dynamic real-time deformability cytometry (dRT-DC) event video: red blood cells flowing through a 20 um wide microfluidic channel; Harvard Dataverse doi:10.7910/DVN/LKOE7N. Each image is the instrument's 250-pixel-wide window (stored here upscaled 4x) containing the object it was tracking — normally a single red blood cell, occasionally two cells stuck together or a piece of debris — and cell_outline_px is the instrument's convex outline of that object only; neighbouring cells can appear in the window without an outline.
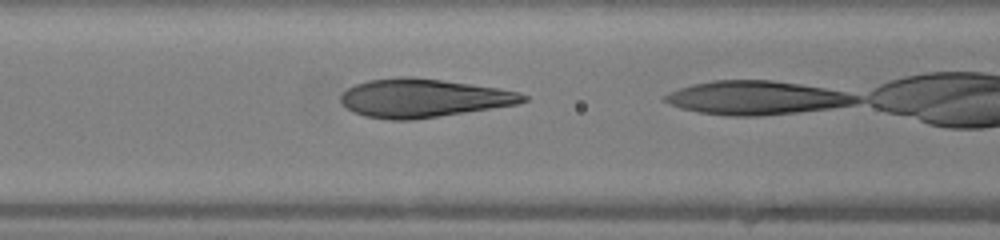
{"species": "human", "species_latin": "Homo sapiens", "temperature_condition": "warm", "stored_images_in_passage": 7, "camera_frame_rate_fps": 3000, "um_per_image_px": 0.085, "donor": {"sex": "female"}, "frame": {"image": 1, "passage_image": 3, "time_ms": 0.667, "image_size_px": [1000, 240], "cell_outline_px": [[528, 100], [516, 104], [412, 120], [392, 120], [368, 116], [352, 112], [340, 100], [340, 96], [348, 88], [356, 84], [368, 80], [400, 76], [412, 76], [496, 88], [520, 92], [528, 96]], "centroid_in_image_um": [35.95, 8.33], "position_along_channel_um": 130.7, "area_um2": 40.34}}